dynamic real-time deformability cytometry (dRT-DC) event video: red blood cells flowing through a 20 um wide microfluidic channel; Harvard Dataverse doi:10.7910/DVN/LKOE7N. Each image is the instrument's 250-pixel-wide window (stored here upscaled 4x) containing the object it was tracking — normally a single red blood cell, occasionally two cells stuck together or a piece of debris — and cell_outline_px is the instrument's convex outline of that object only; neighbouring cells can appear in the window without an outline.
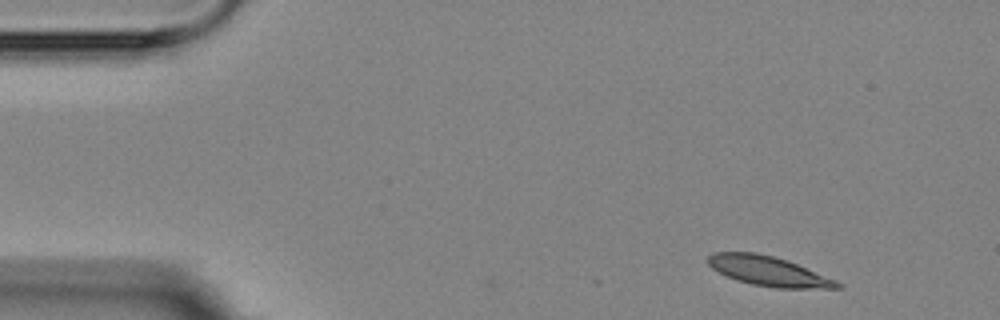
{"species": "Egyptian fruit bat (a non-hibernating species)", "species_latin": "Rousettus aegyptiacus", "temperature_condition": "room temperature", "stored_images_in_passage": 4, "camera_frame_rate_fps": 3000, "um_per_image_px": 0.085, "animal": {"sex": "female"}, "frame": {"image": 1, "passage_image": 1, "time_ms": 0.0, "image_size_px": [1000, 320], "cell_outline_px": [[844, 288], [776, 288], [752, 284], [736, 280], [712, 268], [708, 264], [708, 256], [712, 252], [756, 252], [788, 260], [836, 280], [844, 284]], "centroid_in_image_um": [65.35, 23.04], "position_along_channel_um": 19.7, "area_um2": 22.31}}
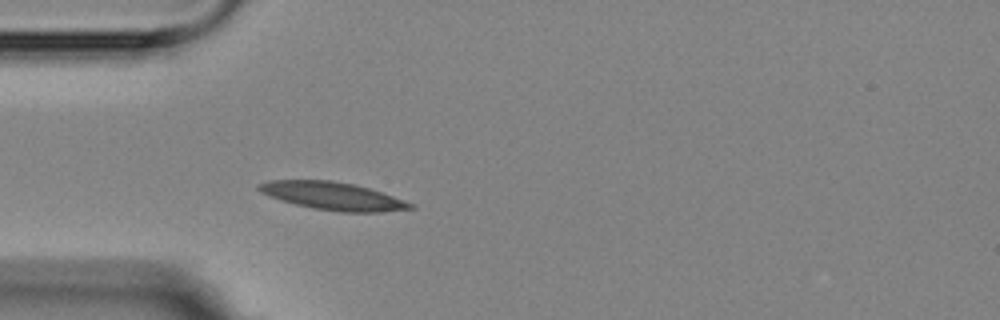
{"frame": {"image": 2, "passage_image": 4, "time_ms": 3.333, "image_size_px": [1000, 320], "cell_outline_px": [[416, 208], [380, 212], [340, 212], [312, 208], [280, 200], [268, 196], [260, 192], [256, 188], [256, 184], [272, 180], [332, 180], [352, 184], [368, 188], [416, 204]], "centroid_in_image_um": [28.26, 16.66], "position_along_channel_um": 56.7, "area_um2": 24.57}}